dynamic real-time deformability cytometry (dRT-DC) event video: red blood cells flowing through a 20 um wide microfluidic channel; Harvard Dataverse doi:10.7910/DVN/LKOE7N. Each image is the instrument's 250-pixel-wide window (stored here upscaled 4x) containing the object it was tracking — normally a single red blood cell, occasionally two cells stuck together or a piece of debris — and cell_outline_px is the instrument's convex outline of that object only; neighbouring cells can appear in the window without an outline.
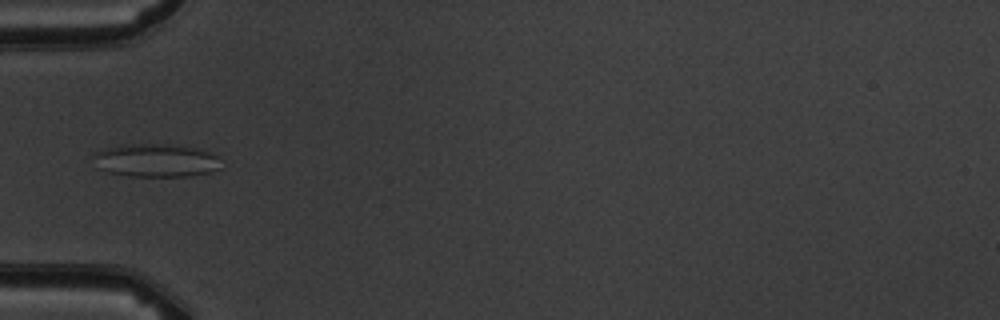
{"species": "common noctule bat (a hibernating species)", "species_latin": "Nyctalus noctula", "temperature_condition": "warm", "stored_images_in_passage": 5, "camera_frame_rate_fps": 3000, "um_per_image_px": 0.085, "animal": {"sex": "male", "body_mass_g": 19.5, "forearm_length_mm": 54.6}, "frame": {"image": 1, "passage_image": 4, "time_ms": 4.333, "image_size_px": [1000, 320], "cell_outline_px": [[220, 168], [208, 172], [188, 176], [128, 176], [108, 172], [100, 168], [92, 156], [92, 152], [120, 144], [184, 144], [208, 152], [216, 156]], "centroid_in_image_um": [13.21, 13.61], "position_along_channel_um": 71.8, "area_um2": 24.74}}
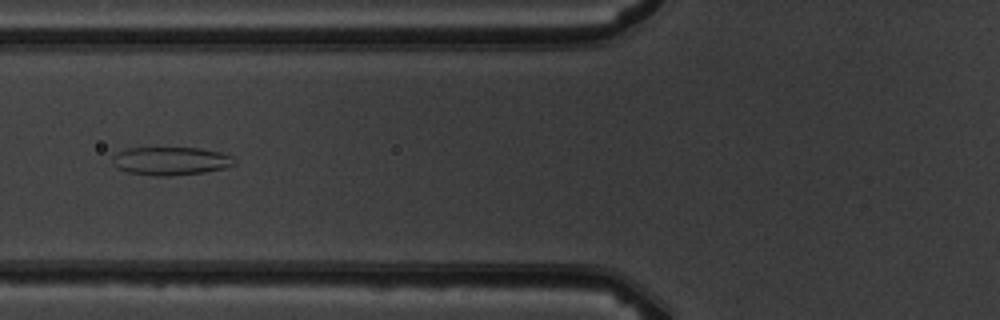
{"frame": {"image": 2, "passage_image": 5, "time_ms": 5.333, "image_size_px": [1000, 320], "cell_outline_px": [[236, 164], [224, 168], [204, 172], [172, 176], [156, 176], [128, 172], [116, 168], [112, 164], [112, 156], [116, 152], [128, 148], [196, 148], [220, 152], [232, 156]], "centroid_in_image_um": [14.47, 13.69], "position_along_channel_um": 111.3, "area_um2": 20.11}}